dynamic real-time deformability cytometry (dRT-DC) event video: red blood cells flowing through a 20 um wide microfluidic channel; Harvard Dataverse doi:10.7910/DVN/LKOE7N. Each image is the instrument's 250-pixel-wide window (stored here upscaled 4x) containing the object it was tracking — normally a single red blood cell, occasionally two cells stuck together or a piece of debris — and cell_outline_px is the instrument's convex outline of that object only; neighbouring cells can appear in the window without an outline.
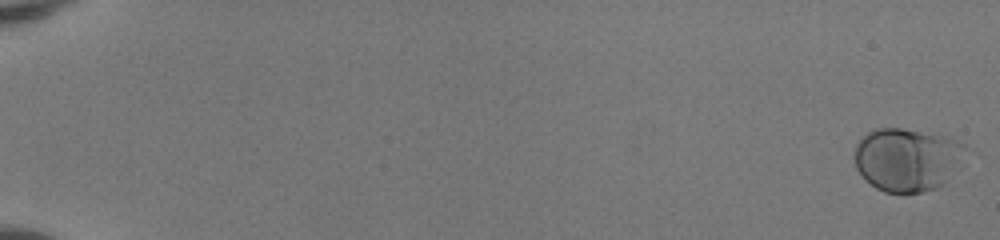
{"species": "human", "species_latin": "Homo sapiens", "temperature_condition": "room temperature", "stored_images_in_passage": 52, "camera_frame_rate_fps": 3000, "um_per_image_px": 0.085, "donor": {"sex": "female"}, "frame": {"image": 1, "passage_image": 1, "time_ms": 0.0, "image_size_px": [1000, 240], "cell_outline_px": [[964, 144], [948, 184], [924, 192], [884, 192], [876, 188], [856, 168], [852, 156], [856, 144], [860, 136], [876, 128], [900, 128], [948, 136]], "centroid_in_image_um": [77.03, 13.55], "position_along_channel_um": 8.0, "area_um2": 40.63}}
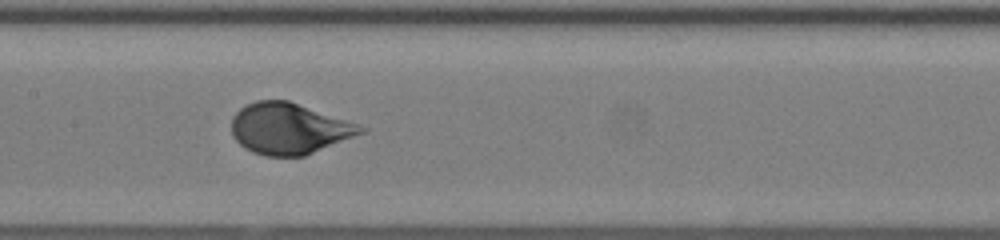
{"frame": {"image": 2, "passage_image": 29, "time_ms": 9.333, "image_size_px": [1000, 240], "cell_outline_px": [[368, 128], [364, 132], [304, 156], [264, 156], [252, 152], [244, 148], [232, 136], [232, 116], [240, 108], [256, 100], [288, 100]], "centroid_in_image_um": [24.52, 10.93], "position_along_channel_um": 182.9, "area_um2": 38.09}}
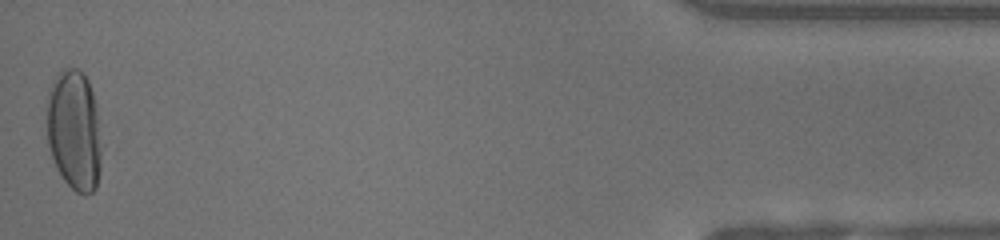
{"frame": {"image": 3, "passage_image": 52, "time_ms": 17.0, "image_size_px": [1000, 240], "cell_outline_px": [[100, 172], [96, 188], [92, 192], [84, 196], [76, 192], [64, 180], [56, 168], [52, 160], [48, 144], [48, 88], [52, 80], [64, 68], [76, 68], [84, 72], [88, 80], [96, 104], [100, 120]], "centroid_in_image_um": [6.32, 11.08], "position_along_channel_um": 428.9, "area_um2": 38.9}, "authors_computed_cell_mechanics": {"area_um2": 38.0613, "velocity_mm_per_s": 4.1441, "shape_relaxation_time_tau1_ms": 3.2985, "shape_relaxation_time_tau2_ms": null, "deformation_change_tau1": 0.1681, "deformation_change_tau2": null}}